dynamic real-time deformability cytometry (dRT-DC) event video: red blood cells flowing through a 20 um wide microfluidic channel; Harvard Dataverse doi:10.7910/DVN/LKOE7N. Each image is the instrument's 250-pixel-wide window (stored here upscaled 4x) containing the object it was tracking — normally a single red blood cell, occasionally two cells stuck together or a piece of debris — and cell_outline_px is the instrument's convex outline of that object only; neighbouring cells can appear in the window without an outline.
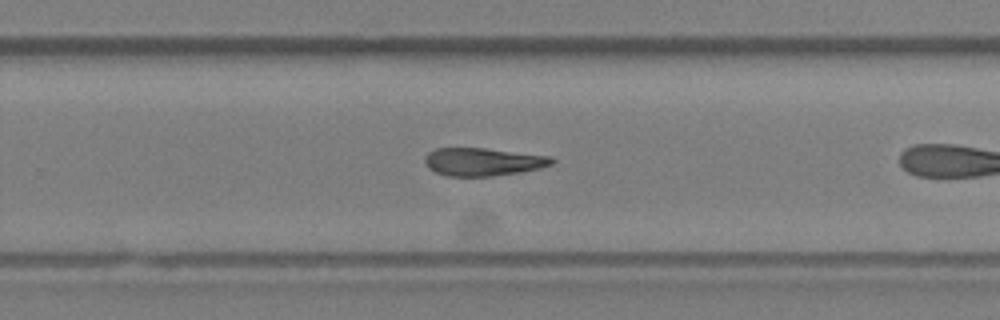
{"species": "Egyptian fruit bat (a non-hibernating species)", "species_latin": "Rousettus aegyptiacus", "temperature_condition": "room temperature", "stored_images_in_passage": 25, "camera_frame_rate_fps": 3000, "um_per_image_px": 0.085, "animal": {"sex": "female"}, "frame": {"image": 1, "passage_image": 18, "time_ms": 5.667, "image_size_px": [1000, 320], "cell_outline_px": [[556, 160], [552, 164], [540, 168], [492, 176], [448, 176], [436, 172], [428, 168], [424, 160], [424, 156], [428, 152], [436, 148], [484, 148], [552, 156]], "centroid_in_image_um": [41.04, 13.74], "position_along_channel_um": 288.8, "area_um2": 20.63}}